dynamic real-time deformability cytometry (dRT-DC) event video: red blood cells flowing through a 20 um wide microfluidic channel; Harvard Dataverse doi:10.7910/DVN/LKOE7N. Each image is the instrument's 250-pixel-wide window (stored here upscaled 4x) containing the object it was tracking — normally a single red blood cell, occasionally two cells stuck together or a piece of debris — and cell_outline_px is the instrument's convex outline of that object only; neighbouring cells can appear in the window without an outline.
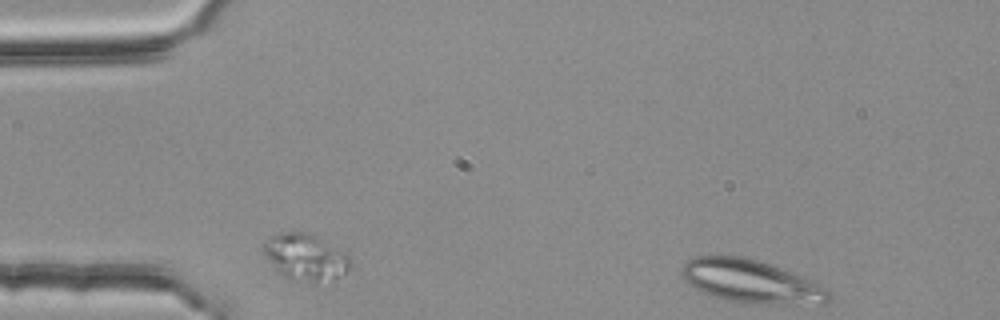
{"species": "common noctule bat (a hibernating species)", "species_latin": "Nyctalus noctula", "temperature_condition": "room temperature", "stored_images_in_passage": 2, "camera_frame_rate_fps": 3000, "um_per_image_px": 0.085, "animal": {"sex": "female", "body_mass_g": 25.1}, "frame": {"image": 1, "passage_image": 1, "time_ms": 0.0, "image_size_px": [1000, 320], "cell_outline_px": [[352, 264], [344, 272], [336, 276], [316, 284], [312, 284], [284, 276], [276, 268], [260, 248], [264, 240], [272, 236], [284, 232], [304, 232], [316, 236], [348, 256], [352, 260]], "centroid_in_image_um": [25.92, 21.85], "position_along_channel_um": 59.1, "area_um2": 22.95}}